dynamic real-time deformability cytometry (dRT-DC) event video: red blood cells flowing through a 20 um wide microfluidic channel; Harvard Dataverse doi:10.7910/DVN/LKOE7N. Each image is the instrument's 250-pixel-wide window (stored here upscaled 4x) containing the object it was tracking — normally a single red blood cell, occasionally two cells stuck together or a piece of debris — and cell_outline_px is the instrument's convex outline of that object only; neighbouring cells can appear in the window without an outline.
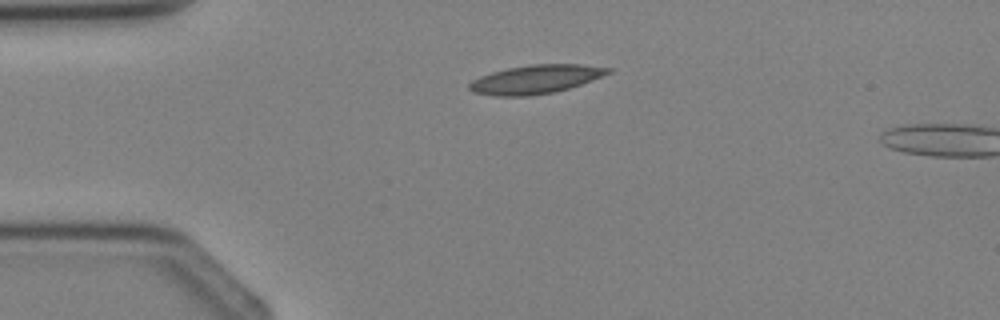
{"species": "Egyptian fruit bat (a non-hibernating species)", "species_latin": "Rousettus aegyptiacus", "temperature_condition": "cold", "stored_images_in_passage": 2, "camera_frame_rate_fps": 3000, "um_per_image_px": 0.085, "animal": {"sex": "female"}, "frame": {"image": 1, "passage_image": 1, "time_ms": 0.0, "image_size_px": [1000, 320], "cell_outline_px": [[612, 72], [592, 80], [568, 88], [552, 92], [528, 96], [496, 96], [472, 92], [468, 88], [468, 84], [472, 80], [480, 76], [492, 72], [508, 68], [528, 64], [580, 64], [612, 68]], "centroid_in_image_um": [45.51, 6.73], "position_along_channel_um": 39.5, "area_um2": 23.12}}